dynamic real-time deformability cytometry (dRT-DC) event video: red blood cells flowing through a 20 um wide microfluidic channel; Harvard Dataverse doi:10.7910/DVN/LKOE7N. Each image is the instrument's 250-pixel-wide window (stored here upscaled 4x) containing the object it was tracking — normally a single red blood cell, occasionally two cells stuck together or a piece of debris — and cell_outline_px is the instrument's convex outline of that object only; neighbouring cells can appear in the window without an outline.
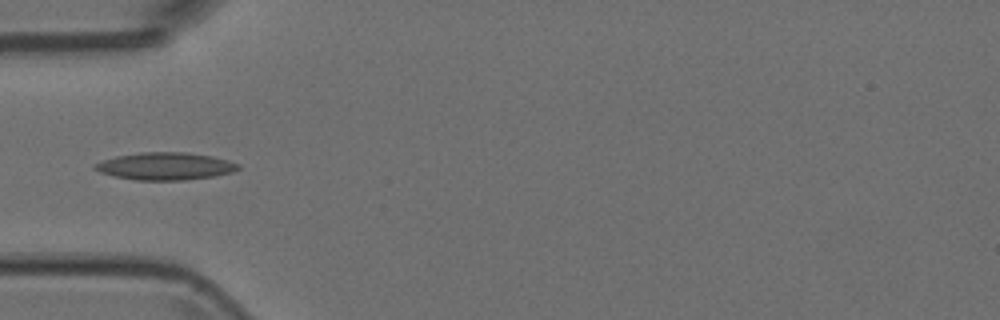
{"species": "Egyptian fruit bat (a non-hibernating species)", "species_latin": "Rousettus aegyptiacus", "temperature_condition": "room temperature", "stored_images_in_passage": 6, "camera_frame_rate_fps": 3000, "um_per_image_px": 0.085, "animal": {"sex": "female"}, "frame": {"image": 1, "passage_image": 5, "time_ms": 1.333, "image_size_px": [1000, 320], "cell_outline_px": [[240, 168], [232, 172], [216, 176], [184, 180], [136, 180], [116, 176], [100, 172], [92, 168], [92, 164], [116, 156], [140, 152], [184, 152], [212, 156], [228, 160], [240, 164]], "centroid_in_image_um": [14.06, 14.12], "position_along_channel_um": 70.9, "area_um2": 22.95}}
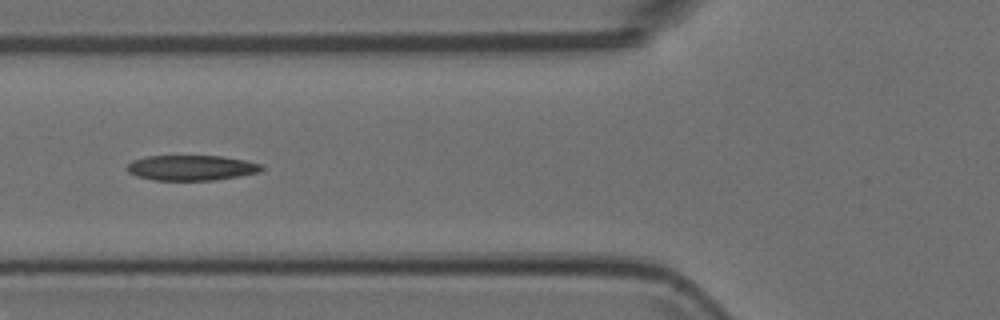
{"frame": {"image": 2, "passage_image": 6, "time_ms": 1.667, "image_size_px": [1000, 320], "cell_outline_px": [[264, 168], [260, 172], [240, 176], [216, 180], [156, 180], [136, 176], [128, 172], [124, 168], [132, 160], [148, 156], [220, 156], [244, 160], [264, 164]], "centroid_in_image_um": [16.28, 14.26], "position_along_channel_um": 109.5, "area_um2": 19.94}}